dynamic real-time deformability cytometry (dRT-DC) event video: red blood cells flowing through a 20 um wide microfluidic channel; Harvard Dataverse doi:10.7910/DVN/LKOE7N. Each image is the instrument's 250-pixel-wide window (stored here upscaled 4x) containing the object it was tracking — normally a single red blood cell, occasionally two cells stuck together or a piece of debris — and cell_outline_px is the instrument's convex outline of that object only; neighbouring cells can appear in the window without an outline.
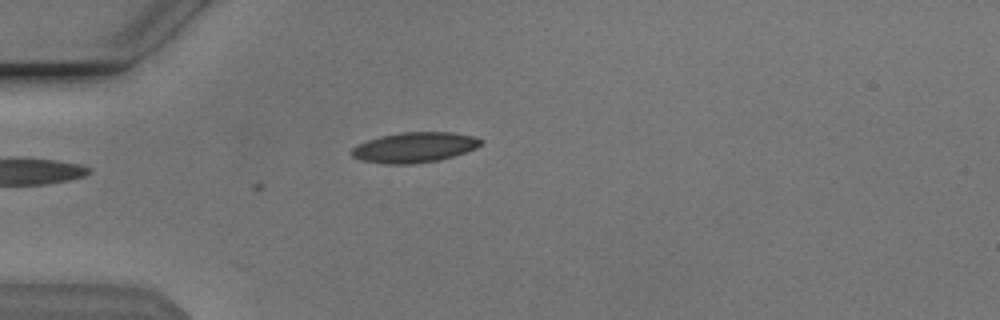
{"species": "Egyptian fruit bat (a non-hibernating species)", "species_latin": "Rousettus aegyptiacus", "temperature_condition": "cold", "stored_images_in_passage": 8, "camera_frame_rate_fps": 3000, "um_per_image_px": 0.085, "animal": {"sex": "male"}, "frame": {"image": 1, "passage_image": 1, "time_ms": 0.0, "image_size_px": [1000, 320], "cell_outline_px": [[484, 140], [476, 148], [440, 160], [412, 164], [384, 164], [360, 160], [352, 156], [352, 148], [356, 144], [380, 136], [400, 132], [452, 132], [472, 136]], "centroid_in_image_um": [35.2, 12.53], "position_along_channel_um": 49.8, "area_um2": 22.77}}
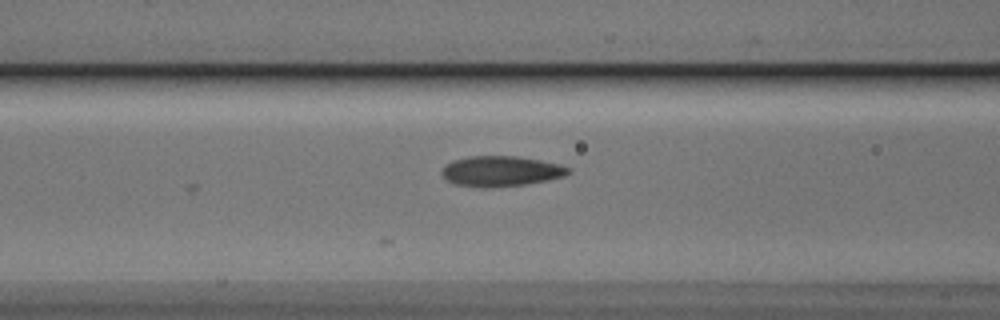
{"frame": {"image": 2, "passage_image": 8, "time_ms": 2.333, "image_size_px": [1000, 320], "cell_outline_px": [[568, 172], [564, 176], [524, 184], [488, 188], [484, 188], [456, 184], [448, 180], [440, 172], [444, 164], [452, 160], [468, 156], [516, 156], [540, 160], [560, 164], [568, 168]], "centroid_in_image_um": [42.51, 14.54], "position_along_channel_um": 124.1, "area_um2": 22.2}}